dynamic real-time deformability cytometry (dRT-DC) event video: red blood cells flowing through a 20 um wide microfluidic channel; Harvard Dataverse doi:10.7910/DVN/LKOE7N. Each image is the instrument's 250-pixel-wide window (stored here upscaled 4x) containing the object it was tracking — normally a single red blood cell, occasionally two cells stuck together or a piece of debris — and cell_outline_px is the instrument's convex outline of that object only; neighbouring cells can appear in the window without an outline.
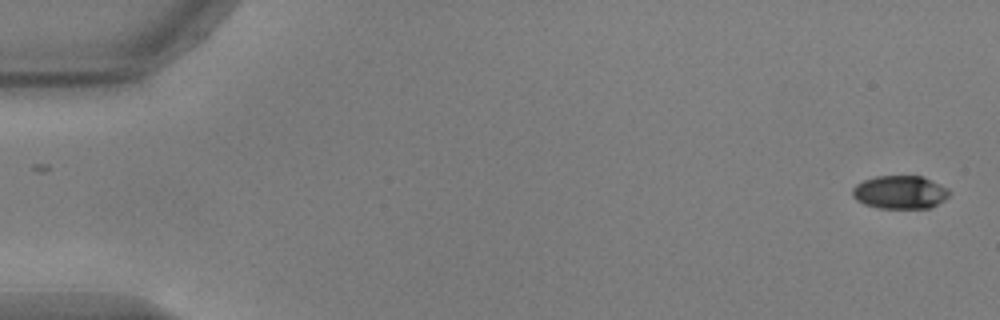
{"species": "common noctule bat (a hibernating species)", "species_latin": "Nyctalus noctula", "temperature_condition": "warm", "stored_images_in_passage": 54, "camera_frame_rate_fps": 3000, "um_per_image_px": 0.085, "animal": {"sex": "male", "body_mass_g": 17.9, "forearm_length_mm": 54.2}, "frame": {"image": 1, "passage_image": 1, "time_ms": 0.0, "image_size_px": [1000, 320], "cell_outline_px": [[948, 196], [944, 200], [928, 208], [880, 208], [864, 204], [856, 200], [852, 196], [852, 188], [856, 184], [864, 180], [876, 176], [924, 176], [948, 188]], "centroid_in_image_um": [76.48, 16.33], "position_along_channel_um": 8.5, "area_um2": 18.73}}
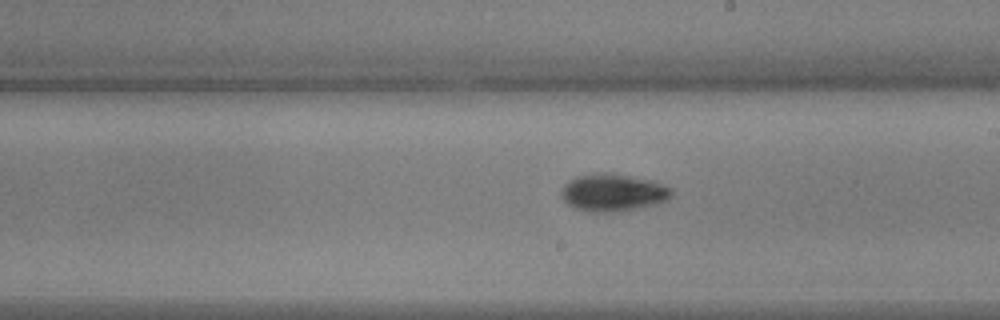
{"frame": {"image": 2, "passage_image": 31, "time_ms": 10.0, "image_size_px": [1000, 320], "cell_outline_px": [[672, 196], [668, 200], [656, 204], [636, 208], [612, 212], [588, 212], [572, 208], [560, 196], [560, 192], [564, 184], [568, 180], [576, 176], [596, 172], [604, 172], [628, 176], [648, 180], [672, 188]], "centroid_in_image_um": [52.04, 16.37], "position_along_channel_um": 237.0, "area_um2": 24.1}}
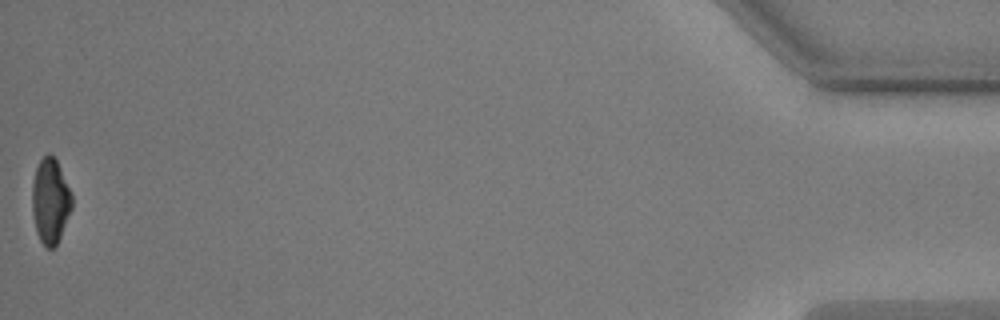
{"frame": {"image": 3, "passage_image": 54, "time_ms": 17.667, "image_size_px": [1000, 320], "cell_outline_px": [[72, 208], [60, 236], [56, 244], [52, 248], [48, 248], [40, 240], [36, 232], [32, 212], [32, 184], [36, 168], [40, 160], [48, 152], [56, 160], [72, 192]], "centroid_in_image_um": [4.27, 17.07], "position_along_channel_um": 430.9, "area_um2": 19.59}, "authors_computed_cell_mechanics": {"area_um2": 20.808, "velocity_mm_per_s": 3.7396, "shape_relaxation_time_tau1_ms": 3.225, "shape_relaxation_time_tau2_ms": 8.7053, "deformation_change_tau1": 0.1482, "deformation_change_tau2": 0.1431}}